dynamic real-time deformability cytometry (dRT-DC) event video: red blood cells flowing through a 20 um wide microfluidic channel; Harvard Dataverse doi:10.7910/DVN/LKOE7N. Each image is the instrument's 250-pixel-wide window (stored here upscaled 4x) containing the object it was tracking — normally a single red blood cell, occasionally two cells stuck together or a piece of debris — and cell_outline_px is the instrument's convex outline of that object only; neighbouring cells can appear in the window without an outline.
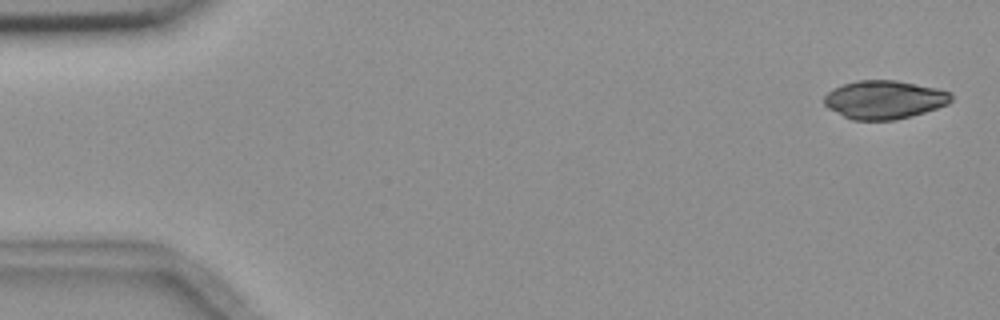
{"species": "common noctule bat (a hibernating species)", "species_latin": "Nyctalus noctula", "temperature_condition": "room temperature", "stored_images_in_passage": 6, "camera_frame_rate_fps": 3000, "um_per_image_px": 0.085, "animal": {"sex": "female", "body_mass_g": 18.4}, "frame": {"image": 1, "passage_image": 1, "time_ms": 0.0, "image_size_px": [1000, 320], "cell_outline_px": [[952, 100], [948, 104], [912, 116], [896, 120], [852, 120], [828, 108], [824, 104], [824, 96], [832, 88], [856, 80], [896, 80], [936, 88], [952, 92]], "centroid_in_image_um": [75.16, 8.47], "position_along_channel_um": 9.8, "area_um2": 28.5}}